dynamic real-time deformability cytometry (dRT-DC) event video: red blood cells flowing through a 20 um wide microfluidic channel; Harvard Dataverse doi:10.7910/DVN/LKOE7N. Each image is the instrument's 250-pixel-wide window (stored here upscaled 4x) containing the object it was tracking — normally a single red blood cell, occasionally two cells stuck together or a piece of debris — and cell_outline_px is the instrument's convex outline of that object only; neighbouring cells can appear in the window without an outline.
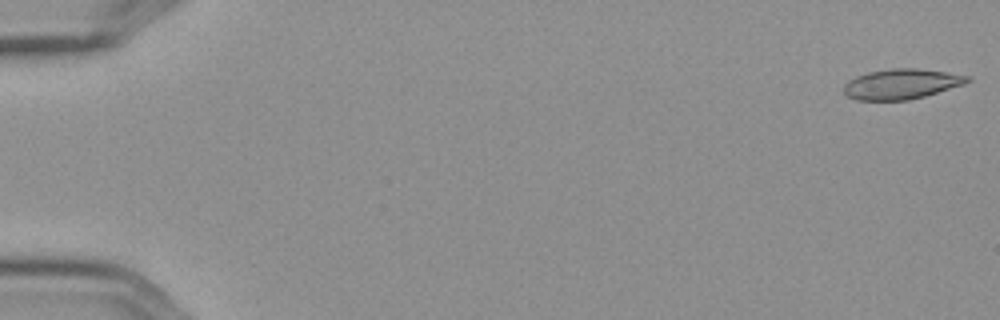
{"species": "Egyptian fruit bat (a non-hibernating species)", "species_latin": "Rousettus aegyptiacus", "temperature_condition": "cold", "stored_images_in_passage": 5, "camera_frame_rate_fps": 3000, "um_per_image_px": 0.085, "frame": {"image": 1, "passage_image": 1, "time_ms": 0.0, "image_size_px": [1000, 320], "cell_outline_px": [[972, 80], [964, 84], [924, 96], [908, 100], [856, 100], [848, 96], [844, 92], [844, 84], [848, 80], [856, 76], [868, 72], [892, 68], [916, 68], [972, 76]], "centroid_in_image_um": [76.62, 7.13], "position_along_channel_um": 8.4, "area_um2": 21.68}}